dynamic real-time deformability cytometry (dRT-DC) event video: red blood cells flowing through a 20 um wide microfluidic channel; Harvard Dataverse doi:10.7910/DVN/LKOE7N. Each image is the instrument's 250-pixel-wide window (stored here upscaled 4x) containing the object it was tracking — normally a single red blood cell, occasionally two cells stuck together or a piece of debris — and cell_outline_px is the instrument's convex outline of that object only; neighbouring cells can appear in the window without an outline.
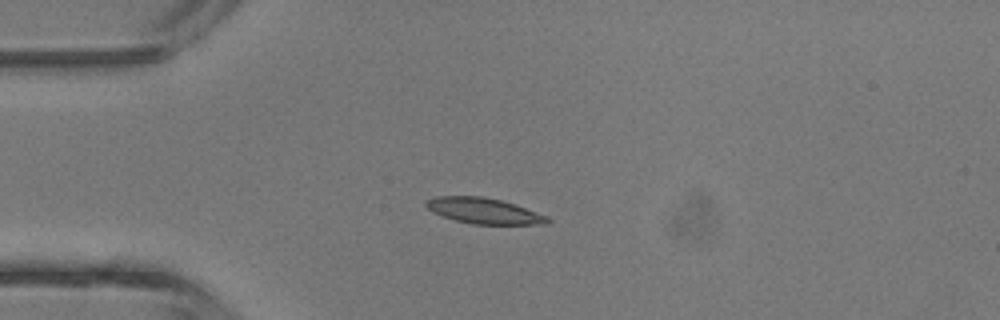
{"species": "common noctule bat (a hibernating species)", "species_latin": "Nyctalus noctula", "temperature_condition": "room temperature", "stored_images_in_passage": 5, "camera_frame_rate_fps": 3000, "um_per_image_px": 0.085, "animal": {"sex": "male", "body_mass_g": 13.3}, "frame": {"image": 1, "passage_image": 3, "time_ms": 2.667, "image_size_px": [1000, 320], "cell_outline_px": [[552, 220], [548, 224], [472, 224], [456, 220], [432, 212], [424, 204], [424, 200], [436, 196], [484, 196], [516, 204], [548, 216]], "centroid_in_image_um": [41.14, 17.91], "position_along_channel_um": 43.9, "area_um2": 18.32}}
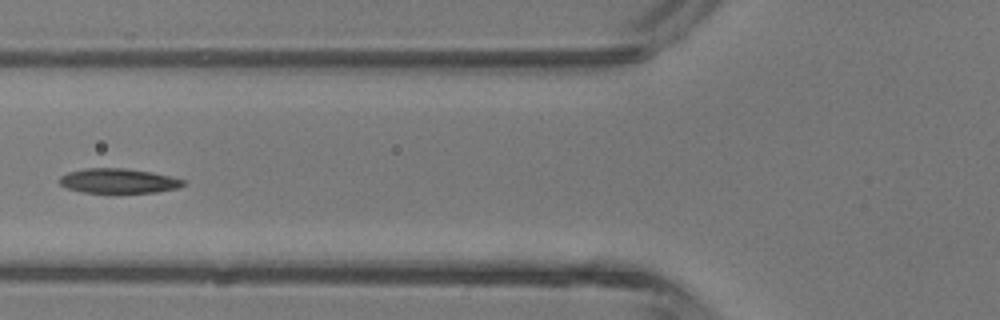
{"frame": {"image": 2, "passage_image": 5, "time_ms": 4.667, "image_size_px": [1000, 320], "cell_outline_px": [[184, 184], [180, 188], [156, 192], [112, 196], [80, 192], [68, 188], [60, 184], [60, 176], [68, 172], [84, 168], [124, 168], [152, 172], [172, 176], [184, 180]], "centroid_in_image_um": [10.07, 15.43], "position_along_channel_um": 115.7, "area_um2": 18.84}}